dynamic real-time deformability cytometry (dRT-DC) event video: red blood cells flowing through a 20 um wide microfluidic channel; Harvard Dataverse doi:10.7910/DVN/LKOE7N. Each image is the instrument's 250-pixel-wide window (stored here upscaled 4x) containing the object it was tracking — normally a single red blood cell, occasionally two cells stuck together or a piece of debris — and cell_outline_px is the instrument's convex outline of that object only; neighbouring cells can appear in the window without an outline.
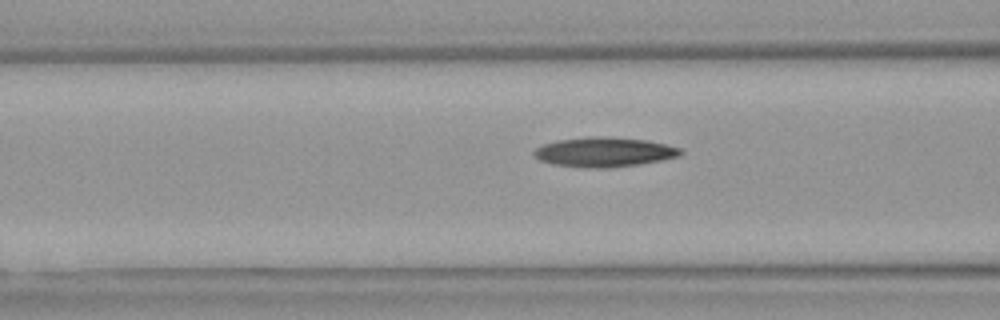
{"species": "Egyptian fruit bat (a non-hibernating species)", "species_latin": "Rousettus aegyptiacus", "temperature_condition": "warm", "stored_images_in_passage": 28, "camera_frame_rate_fps": 3000, "um_per_image_px": 0.085, "animal": {"sex": "female"}, "frame": {"image": 1, "passage_image": 7, "time_ms": 2.0, "image_size_px": [1000, 320], "cell_outline_px": [[684, 152], [680, 156], [640, 164], [608, 168], [584, 168], [552, 164], [540, 160], [532, 156], [532, 152], [536, 148], [544, 144], [556, 140], [588, 136], [604, 136], [648, 140], [680, 148]], "centroid_in_image_um": [51.32, 12.92], "position_along_channel_um": 115.3, "area_um2": 25.55}}